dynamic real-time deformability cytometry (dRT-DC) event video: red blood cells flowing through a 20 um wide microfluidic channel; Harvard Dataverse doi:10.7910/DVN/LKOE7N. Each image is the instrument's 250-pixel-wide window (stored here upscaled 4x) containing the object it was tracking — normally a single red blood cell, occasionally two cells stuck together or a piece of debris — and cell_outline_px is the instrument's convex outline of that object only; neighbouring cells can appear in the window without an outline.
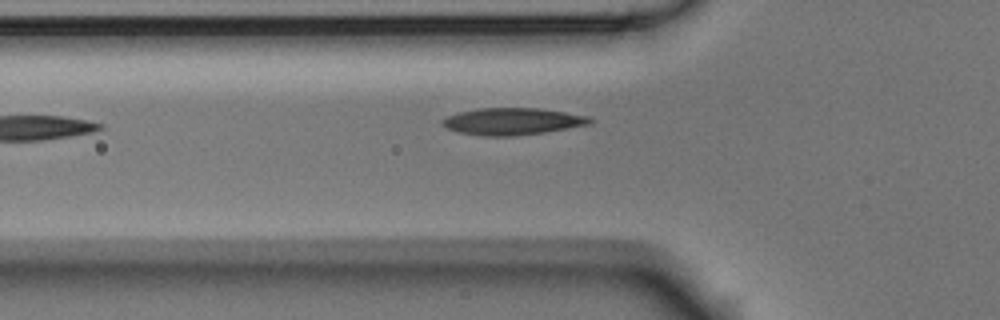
{"species": "Egyptian fruit bat (a non-hibernating species)", "species_latin": "Rousettus aegyptiacus", "temperature_condition": "room temperature", "stored_images_in_passage": 2, "camera_frame_rate_fps": 3000, "um_per_image_px": 0.085, "animal": {"sex": "male"}, "frame": {"image": 1, "passage_image": 2, "time_ms": 0.333, "image_size_px": [1000, 320], "cell_outline_px": [[592, 124], [544, 132], [512, 136], [480, 136], [460, 132], [448, 128], [440, 124], [440, 120], [448, 116], [460, 112], [480, 108], [540, 108], [588, 116], [592, 120]], "centroid_in_image_um": [43.55, 10.32], "position_along_channel_um": 82.3, "area_um2": 23.06}}